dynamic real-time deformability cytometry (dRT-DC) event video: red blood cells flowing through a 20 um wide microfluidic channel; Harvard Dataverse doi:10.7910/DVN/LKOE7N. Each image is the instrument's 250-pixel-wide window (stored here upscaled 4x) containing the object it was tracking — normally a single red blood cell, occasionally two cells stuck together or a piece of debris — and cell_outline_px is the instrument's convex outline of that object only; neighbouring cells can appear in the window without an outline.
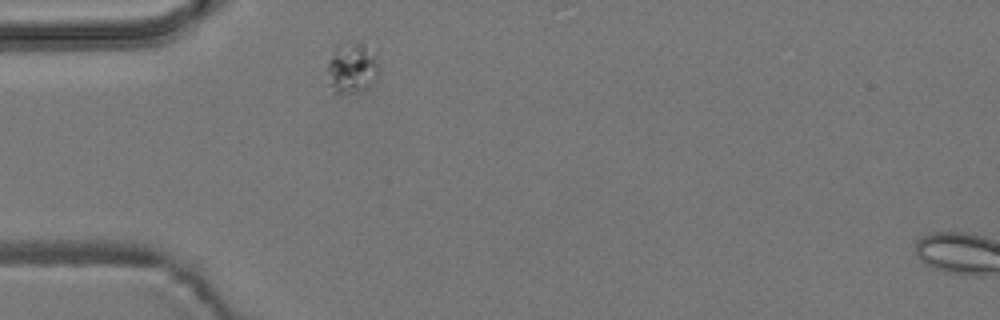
{"species": "common noctule bat (a hibernating species)", "species_latin": "Nyctalus noctula", "temperature_condition": "room temperature", "stored_images_in_passage": 2, "camera_frame_rate_fps": 3000, "um_per_image_px": 0.085, "animal": {"sex": "male", "body_mass_g": 19.2, "forearm_length_mm": 51.8}, "frame": {"image": 1, "passage_image": 1, "time_ms": 0.0, "image_size_px": [1000, 320], "cell_outline_px": [[380, 76], [368, 88], [360, 92], [332, 96], [328, 72], [328, 64], [336, 48], [352, 44], [364, 44], [376, 56], [380, 68]], "centroid_in_image_um": [29.97, 5.91], "position_along_channel_um": 55.0, "area_um2": 15.26}}